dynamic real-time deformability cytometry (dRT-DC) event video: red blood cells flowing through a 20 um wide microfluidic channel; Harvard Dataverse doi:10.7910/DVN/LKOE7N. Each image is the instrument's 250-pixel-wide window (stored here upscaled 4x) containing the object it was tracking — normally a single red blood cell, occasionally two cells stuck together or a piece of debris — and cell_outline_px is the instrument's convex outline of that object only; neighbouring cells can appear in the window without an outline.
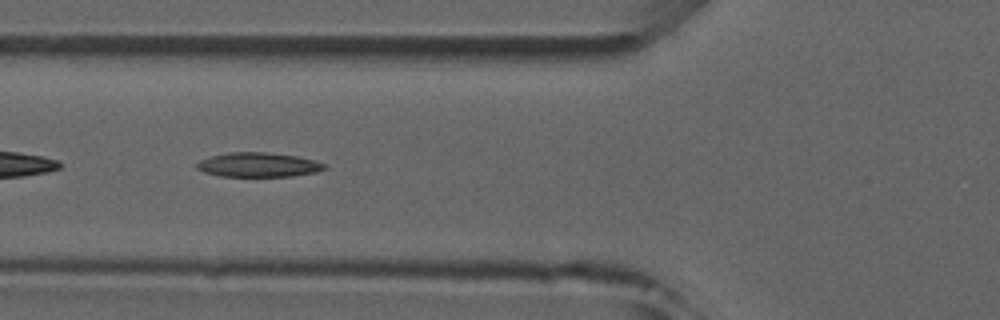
{"species": "common noctule bat (a hibernating species)", "species_latin": "Nyctalus noctula", "temperature_condition": "room temperature", "stored_images_in_passage": 7, "camera_frame_rate_fps": 3000, "um_per_image_px": 0.085, "animal": {"sex": "male", "forearm_length_mm": 52.5}, "frame": {"image": 1, "passage_image": 5, "time_ms": 5.333, "image_size_px": [1000, 320], "cell_outline_px": [[328, 168], [316, 172], [292, 176], [220, 176], [204, 172], [196, 168], [196, 164], [200, 160], [212, 156], [228, 152], [268, 152], [296, 156], [316, 160], [324, 164]], "centroid_in_image_um": [21.97, 14.0], "position_along_channel_um": 103.8, "area_um2": 18.15}}
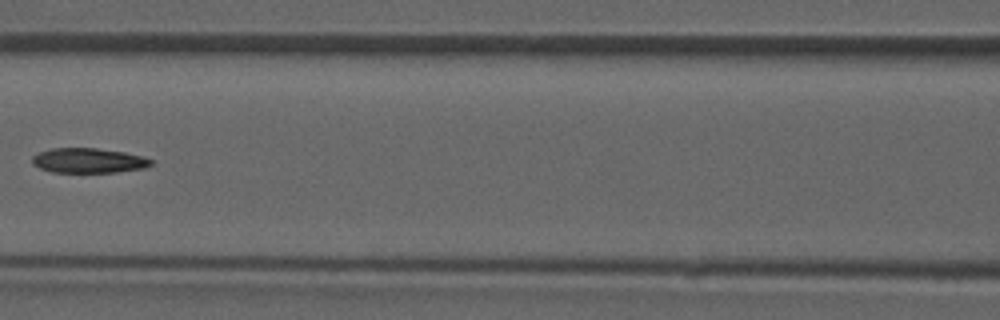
{"frame": {"image": 2, "passage_image": 6, "time_ms": 6.667, "image_size_px": [1000, 320], "cell_outline_px": [[152, 164], [144, 168], [116, 172], [52, 172], [40, 168], [32, 164], [32, 156], [40, 152], [52, 148], [96, 148], [124, 152], [144, 156], [152, 160]], "centroid_in_image_um": [7.52, 13.64], "position_along_channel_um": 159.1, "area_um2": 17.17}}